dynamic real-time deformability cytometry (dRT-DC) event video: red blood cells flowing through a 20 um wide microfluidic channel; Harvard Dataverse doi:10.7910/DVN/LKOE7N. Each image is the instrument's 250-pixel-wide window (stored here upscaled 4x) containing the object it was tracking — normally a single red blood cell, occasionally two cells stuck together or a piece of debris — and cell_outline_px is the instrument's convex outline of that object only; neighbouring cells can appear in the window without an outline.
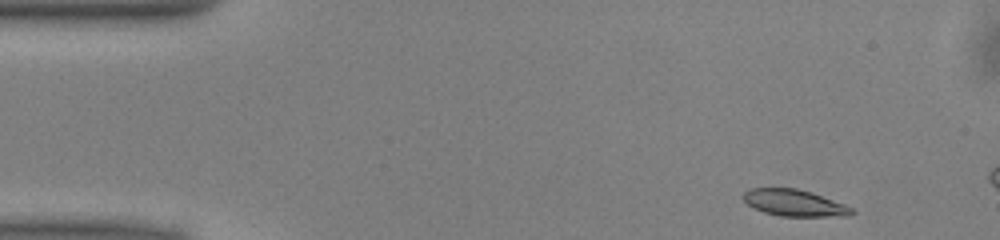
{"species": "common noctule bat (a hibernating species)", "species_latin": "Nyctalus noctula", "temperature_condition": "warm", "stored_images_in_passage": 9, "camera_frame_rate_fps": 3000, "um_per_image_px": 0.085, "animal": {"sex": "male", "body_mass_g": 13.0, "forearm_length_mm": 53.1}, "frame": {"image": 1, "passage_image": 1, "time_ms": 0.0, "image_size_px": [1000, 240], "cell_outline_px": [[856, 212], [852, 216], [780, 216], [764, 212], [752, 208], [740, 196], [748, 188], [796, 188], [844, 204], [852, 208]], "centroid_in_image_um": [67.48, 17.25], "position_along_channel_um": 17.5, "area_um2": 16.76}}